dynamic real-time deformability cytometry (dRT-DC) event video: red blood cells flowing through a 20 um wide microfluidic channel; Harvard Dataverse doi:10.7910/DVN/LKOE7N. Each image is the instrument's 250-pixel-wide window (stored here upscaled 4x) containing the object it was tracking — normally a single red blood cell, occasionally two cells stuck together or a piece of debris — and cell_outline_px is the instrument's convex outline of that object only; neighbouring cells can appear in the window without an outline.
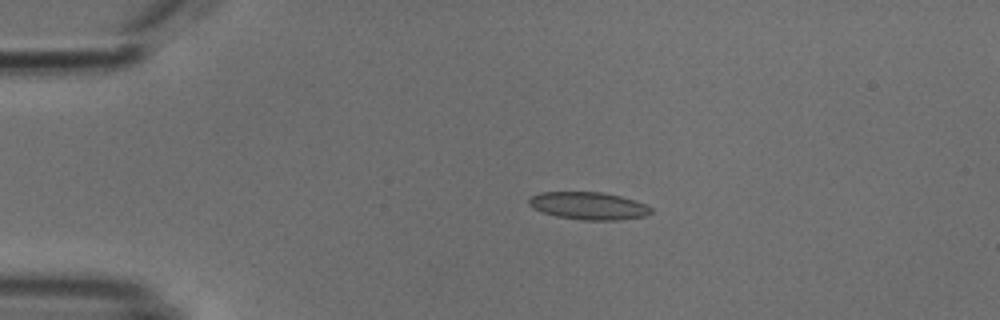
{"species": "common noctule bat (a hibernating species)", "species_latin": "Nyctalus noctula", "temperature_condition": "cold", "stored_images_in_passage": 5, "camera_frame_rate_fps": 3000, "um_per_image_px": 0.085, "animal": {"sex": "male", "body_mass_g": 18.8}, "frame": {"image": 1, "passage_image": 4, "time_ms": 3.333, "image_size_px": [1000, 320], "cell_outline_px": [[652, 212], [648, 216], [616, 220], [584, 220], [556, 216], [540, 212], [532, 208], [528, 204], [528, 200], [532, 196], [540, 192], [600, 192], [620, 196], [636, 200], [652, 208]], "centroid_in_image_um": [50.02, 17.5], "position_along_channel_um": 35.0, "area_um2": 19.71}}